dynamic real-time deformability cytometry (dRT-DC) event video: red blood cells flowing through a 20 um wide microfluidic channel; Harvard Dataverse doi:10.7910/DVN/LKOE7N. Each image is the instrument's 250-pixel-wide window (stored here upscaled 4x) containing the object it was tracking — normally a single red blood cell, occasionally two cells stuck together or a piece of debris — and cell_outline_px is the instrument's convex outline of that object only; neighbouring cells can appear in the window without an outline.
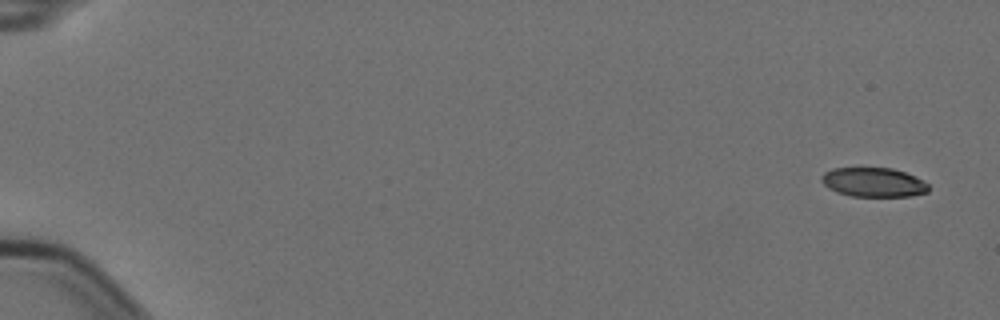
{"species": "Egyptian fruit bat (a non-hibernating species)", "species_latin": "Rousettus aegyptiacus", "temperature_condition": "cold", "stored_images_in_passage": 7, "camera_frame_rate_fps": 3000, "um_per_image_px": 0.085, "animal": {"sex": "female"}, "frame": {"image": 1, "passage_image": 1, "time_ms": 0.0, "image_size_px": [1000, 320], "cell_outline_px": [[928, 192], [912, 196], [852, 196], [836, 192], [828, 188], [820, 180], [820, 176], [824, 172], [832, 168], [892, 168], [916, 176], [924, 180], [928, 184]], "centroid_in_image_um": [74.24, 15.49], "position_along_channel_um": 10.8, "area_um2": 18.38}}
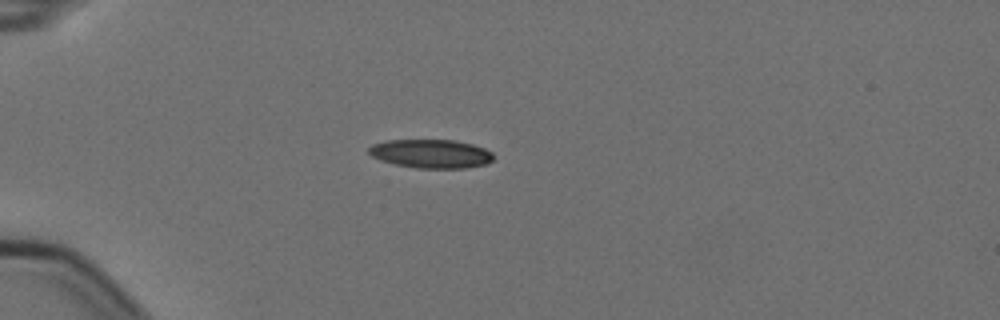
{"frame": {"image": 2, "passage_image": 5, "time_ms": 1.333, "image_size_px": [1000, 320], "cell_outline_px": [[492, 160], [484, 164], [464, 168], [416, 168], [396, 164], [380, 160], [372, 156], [368, 152], [368, 148], [372, 144], [388, 140], [456, 140], [472, 144], [484, 148], [492, 152]], "centroid_in_image_um": [36.61, 13.06], "position_along_channel_um": 48.4, "area_um2": 20.75}}
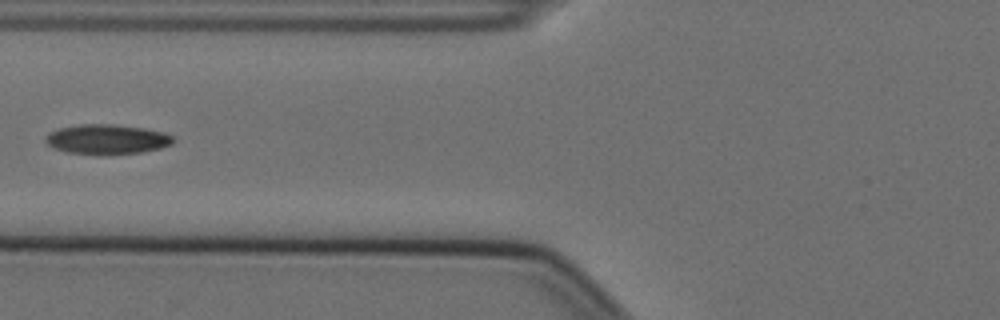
{"frame": {"image": 3, "passage_image": 7, "time_ms": 2.0, "image_size_px": [1000, 320], "cell_outline_px": [[176, 140], [172, 144], [160, 148], [140, 152], [96, 156], [68, 152], [56, 148], [48, 144], [44, 140], [48, 132], [60, 128], [80, 124], [112, 124], [144, 128], [164, 132], [172, 136]], "centroid_in_image_um": [9.09, 11.85], "position_along_channel_um": 116.7, "area_um2": 22.37}}